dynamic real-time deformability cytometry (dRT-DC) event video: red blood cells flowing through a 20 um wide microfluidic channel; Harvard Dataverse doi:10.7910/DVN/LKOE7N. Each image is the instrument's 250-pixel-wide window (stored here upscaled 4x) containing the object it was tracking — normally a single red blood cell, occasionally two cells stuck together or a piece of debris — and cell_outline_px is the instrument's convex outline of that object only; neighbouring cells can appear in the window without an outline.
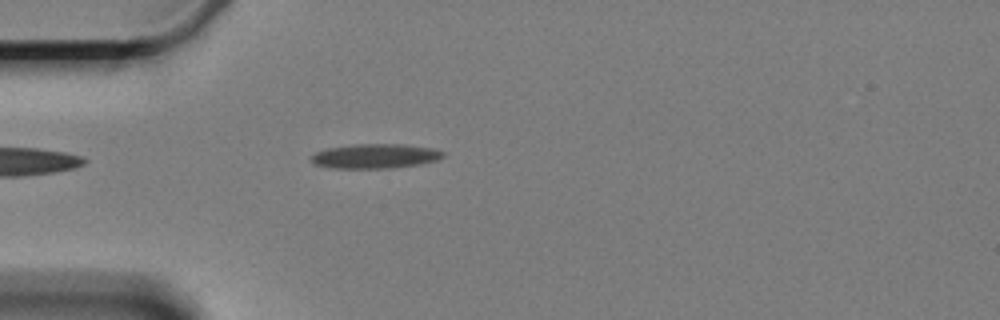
{"species": "Egyptian fruit bat (a non-hibernating species)", "species_latin": "Rousettus aegyptiacus", "temperature_condition": "cold", "stored_images_in_passage": 2, "camera_frame_rate_fps": 3000, "um_per_image_px": 0.085, "animal": {"sex": "female"}, "frame": {"image": 1, "passage_image": 2, "time_ms": 1.0, "image_size_px": [1000, 320], "cell_outline_px": [[444, 156], [436, 160], [420, 164], [392, 168], [332, 168], [316, 164], [312, 160], [312, 156], [316, 152], [328, 148], [356, 144], [400, 144], [432, 148], [444, 152]], "centroid_in_image_um": [31.91, 13.27], "position_along_channel_um": 53.1, "area_um2": 18.61}}